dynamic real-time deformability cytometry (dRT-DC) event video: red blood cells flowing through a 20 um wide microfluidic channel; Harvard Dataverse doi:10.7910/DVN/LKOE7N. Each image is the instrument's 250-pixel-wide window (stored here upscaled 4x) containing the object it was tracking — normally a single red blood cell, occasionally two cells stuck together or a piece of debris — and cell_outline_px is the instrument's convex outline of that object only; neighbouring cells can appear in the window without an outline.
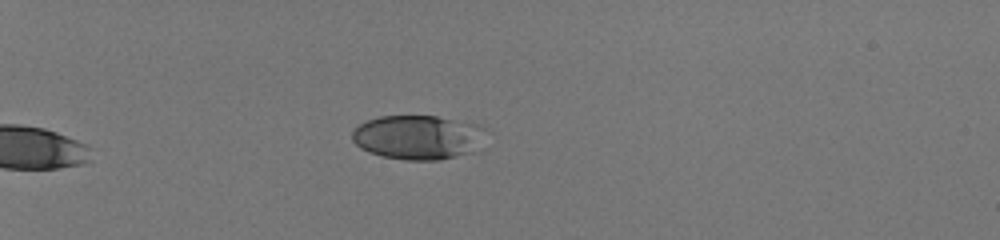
{"species": "human", "species_latin": "Homo sapiens", "temperature_condition": "room temperature", "stored_images_in_passage": 38, "camera_frame_rate_fps": 3000, "um_per_image_px": 0.085, "donor": {"sex": "male"}, "frame": {"image": 1, "passage_image": 1, "time_ms": 0.0, "image_size_px": [1000, 240], "cell_outline_px": [[488, 128], [472, 152], [440, 160], [404, 160], [384, 156], [368, 152], [360, 148], [352, 140], [352, 132], [360, 124], [368, 120], [380, 116], [436, 116], [480, 124]], "centroid_in_image_um": [35.52, 11.66], "position_along_channel_um": 49.5, "area_um2": 34.45}}
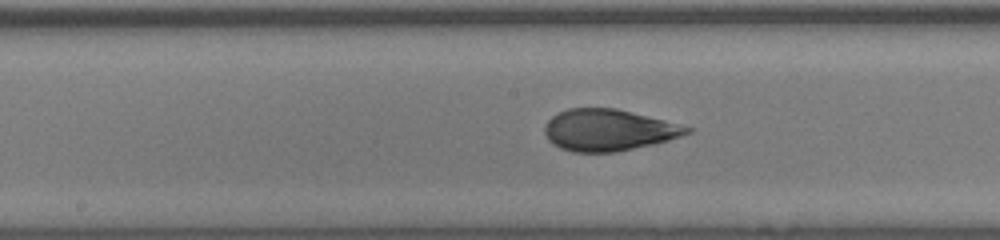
{"frame": {"image": 2, "passage_image": 17, "time_ms": 5.333, "image_size_px": [1000, 240], "cell_outline_px": [[692, 132], [668, 140], [652, 144], [616, 152], [572, 152], [560, 148], [552, 144], [548, 140], [544, 132], [544, 124], [552, 116], [568, 108], [616, 108], [664, 120], [692, 128]], "centroid_in_image_um": [51.67, 11.06], "position_along_channel_um": 196.5, "area_um2": 34.33}}
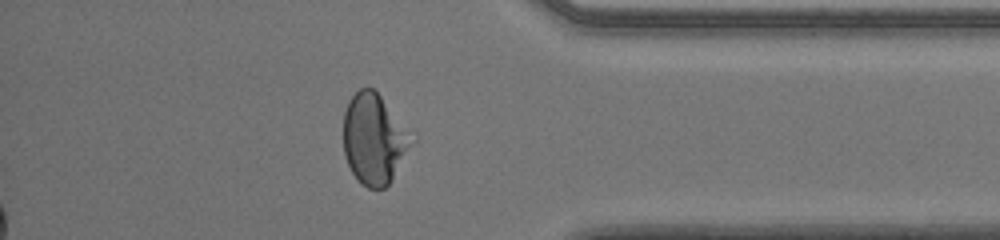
{"frame": {"image": 3, "passage_image": 33, "time_ms": 10.667, "image_size_px": [1000, 240], "cell_outline_px": [[408, 144], [388, 184], [384, 188], [368, 188], [360, 184], [352, 172], [344, 156], [344, 112], [348, 100], [360, 88], [372, 88], [380, 96], [408, 140]], "centroid_in_image_um": [31.61, 11.84], "position_along_channel_um": 403.6, "area_um2": 33.29}, "authors_computed_cell_mechanics": {"area_um2": 34.5355, "velocity_mm_per_s": 4.0411, "shape_relaxation_time_tau1_ms": 8.9342, "shape_relaxation_time_tau2_ms": null, "deformation_change_tau1": 0.2891, "deformation_change_tau2": null}}